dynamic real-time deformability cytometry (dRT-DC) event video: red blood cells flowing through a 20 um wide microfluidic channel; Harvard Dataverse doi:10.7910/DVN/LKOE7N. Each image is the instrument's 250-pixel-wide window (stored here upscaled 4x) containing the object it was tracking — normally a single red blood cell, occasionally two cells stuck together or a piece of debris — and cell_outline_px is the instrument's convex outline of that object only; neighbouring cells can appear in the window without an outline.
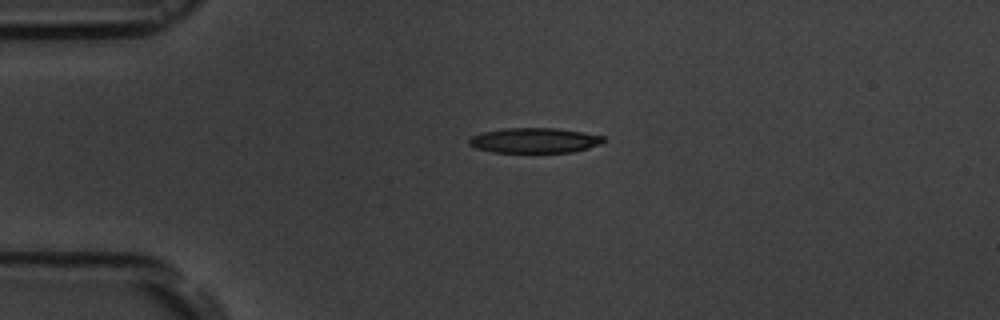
{"species": "common noctule bat (a hibernating species)", "species_latin": "Nyctalus noctula", "temperature_condition": "room temperature", "stored_images_in_passage": 2, "camera_frame_rate_fps": 3000, "um_per_image_px": 0.085, "animal": {"sex": "male", "body_mass_g": 19.5, "forearm_length_mm": 54.6}, "frame": {"image": 1, "passage_image": 1, "time_ms": 0.0, "image_size_px": [1000, 320], "cell_outline_px": [[604, 140], [600, 144], [588, 148], [572, 152], [492, 152], [476, 148], [468, 144], [468, 140], [472, 136], [484, 132], [504, 128], [556, 128], [604, 136]], "centroid_in_image_um": [45.41, 11.93], "position_along_channel_um": 39.6, "area_um2": 19.48}}